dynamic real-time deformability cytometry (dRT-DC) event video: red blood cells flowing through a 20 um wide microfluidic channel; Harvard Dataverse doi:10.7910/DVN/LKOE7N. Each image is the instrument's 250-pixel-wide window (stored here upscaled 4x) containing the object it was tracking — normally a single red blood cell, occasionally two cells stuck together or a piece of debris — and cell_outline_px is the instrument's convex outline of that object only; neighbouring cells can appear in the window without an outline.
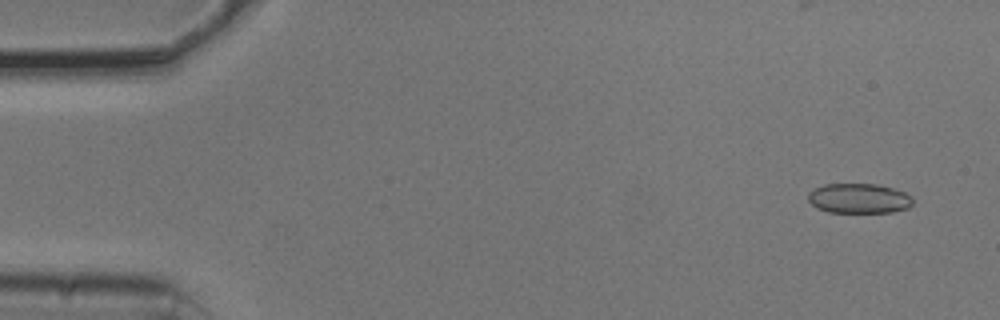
{"species": "common noctule bat (a hibernating species)", "species_latin": "Nyctalus noctula", "temperature_condition": "cold", "stored_images_in_passage": 53, "camera_frame_rate_fps": 3000, "um_per_image_px": 0.085, "animal": {"sex": "male", "body_mass_g": 20.5, "forearm_length_mm": 52.5}, "frame": {"image": 1, "passage_image": 3, "time_ms": 0.667, "image_size_px": [1000, 320], "cell_outline_px": [[912, 204], [908, 208], [892, 212], [828, 212], [816, 208], [808, 200], [808, 192], [824, 184], [876, 184], [892, 188], [904, 192], [912, 196]], "centroid_in_image_um": [73.0, 16.87], "position_along_channel_um": 12.0, "area_um2": 18.21}}
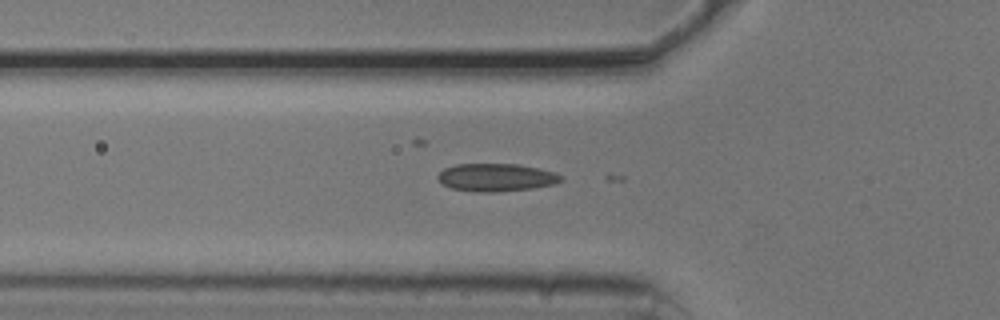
{"frame": {"image": 2, "passage_image": 18, "time_ms": 5.667, "image_size_px": [1000, 320], "cell_outline_px": [[564, 180], [556, 184], [532, 188], [496, 192], [476, 192], [452, 188], [440, 184], [436, 176], [444, 168], [456, 164], [520, 164], [552, 172], [564, 176]], "centroid_in_image_um": [42.16, 15.08], "position_along_channel_um": 83.6, "area_um2": 20.11}}
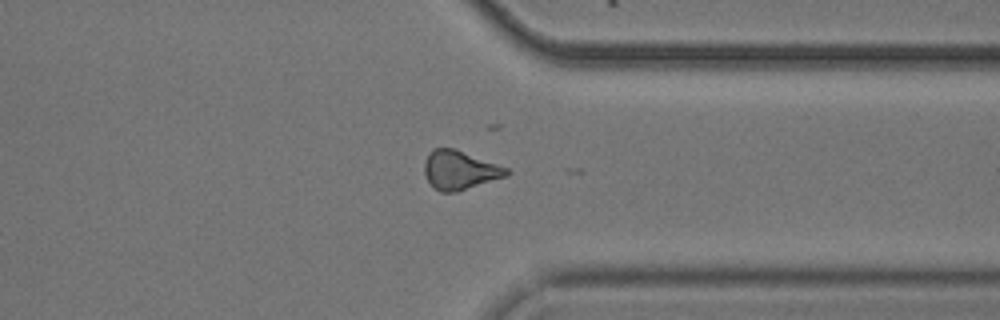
{"frame": {"image": 3, "passage_image": 41, "time_ms": 13.333, "image_size_px": [1000, 320], "cell_outline_px": [[512, 172], [508, 176], [456, 192], [440, 192], [428, 180], [424, 172], [424, 164], [428, 152], [432, 148], [456, 148], [508, 168]], "centroid_in_image_um": [39.1, 14.44], "position_along_channel_um": 372.3, "area_um2": 18.73}}